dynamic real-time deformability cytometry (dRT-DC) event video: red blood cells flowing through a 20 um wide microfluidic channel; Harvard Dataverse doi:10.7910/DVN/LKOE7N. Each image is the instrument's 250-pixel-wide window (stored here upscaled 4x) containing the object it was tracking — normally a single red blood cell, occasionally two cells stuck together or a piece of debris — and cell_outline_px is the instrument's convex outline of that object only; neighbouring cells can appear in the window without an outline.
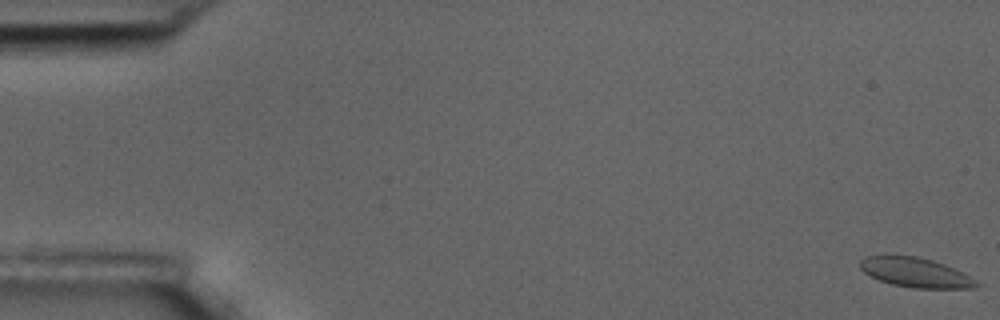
{"species": "common noctule bat (a hibernating species)", "species_latin": "Nyctalus noctula", "temperature_condition": "room temperature", "stored_images_in_passage": 14, "camera_frame_rate_fps": 3000, "um_per_image_px": 0.085, "animal": {"sex": "male", "body_mass_g": 17.5, "forearm_length_mm": 52.3}, "frame": {"image": 1, "passage_image": 1, "time_ms": 0.0, "image_size_px": [1000, 320], "cell_outline_px": [[980, 284], [972, 288], [916, 288], [892, 284], [880, 280], [864, 272], [860, 268], [860, 260], [864, 256], [884, 252], [892, 252], [916, 256], [932, 260], [944, 264], [964, 272], [976, 280]], "centroid_in_image_um": [77.75, 23.1], "position_along_channel_um": 7.3, "area_um2": 20.69}}